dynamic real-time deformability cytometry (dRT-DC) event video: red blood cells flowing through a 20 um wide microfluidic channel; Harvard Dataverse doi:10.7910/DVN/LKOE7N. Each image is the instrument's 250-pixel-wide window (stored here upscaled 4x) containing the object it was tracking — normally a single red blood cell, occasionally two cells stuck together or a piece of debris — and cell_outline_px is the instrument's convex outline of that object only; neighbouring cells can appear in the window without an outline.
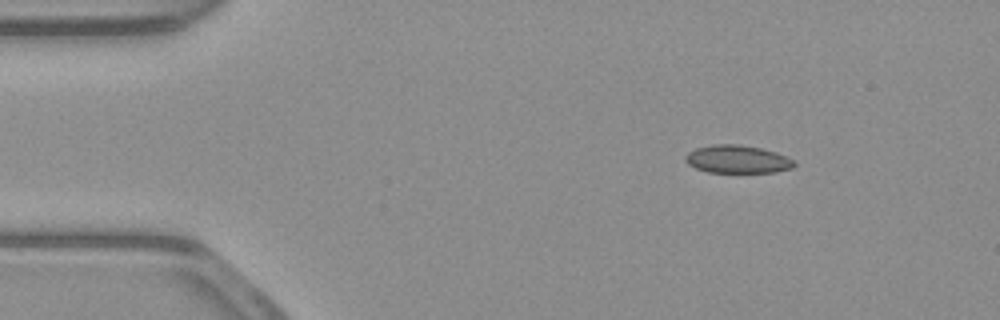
{"species": "common noctule bat (a hibernating species)", "species_latin": "Nyctalus noctula", "temperature_condition": "warm", "stored_images_in_passage": 47, "camera_frame_rate_fps": 3000, "um_per_image_px": 0.085, "animal": {"sex": "male", "body_mass_g": 23.1, "forearm_length_mm": 52.7}, "frame": {"image": 1, "passage_image": 1, "time_ms": 0.0, "image_size_px": [1000, 320], "cell_outline_px": [[796, 164], [792, 168], [776, 172], [708, 172], [696, 168], [688, 164], [684, 160], [684, 156], [688, 152], [696, 148], [712, 144], [740, 144], [760, 148], [776, 152], [796, 160]], "centroid_in_image_um": [62.69, 13.53], "position_along_channel_um": 22.3, "area_um2": 17.86}}
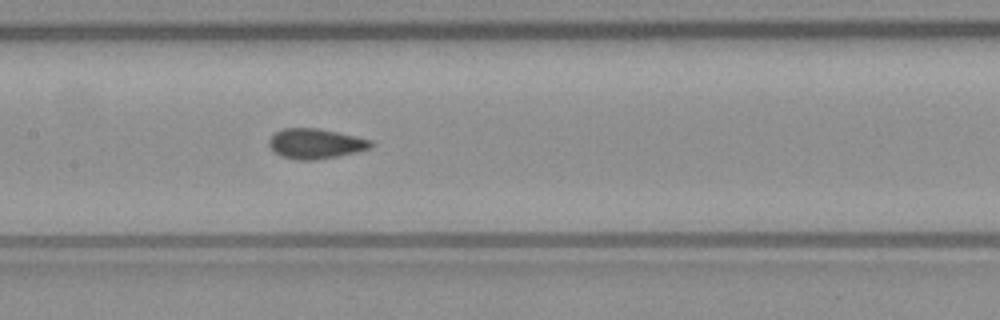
{"frame": {"image": 2, "passage_image": 19, "time_ms": 6.0, "image_size_px": [1000, 320], "cell_outline_px": [[376, 144], [372, 148], [356, 152], [316, 160], [296, 160], [284, 156], [276, 152], [268, 144], [268, 140], [276, 132], [284, 128], [320, 128], [356, 136], [372, 140]], "centroid_in_image_um": [26.88, 12.2], "position_along_channel_um": 180.5, "area_um2": 17.86}}
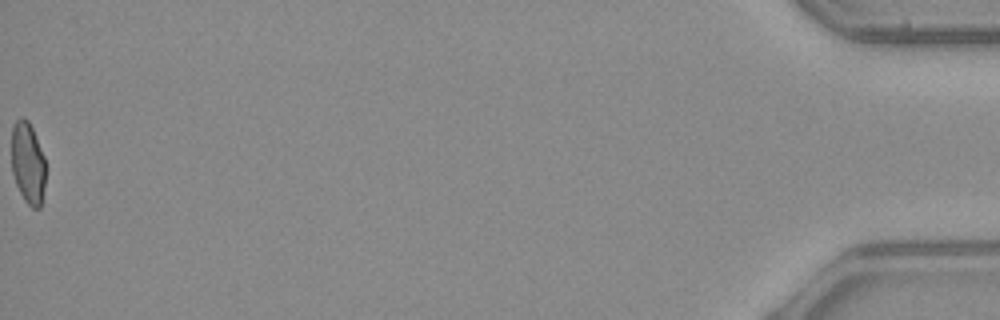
{"frame": {"image": 3, "passage_image": 47, "time_ms": 15.333, "image_size_px": [1000, 320], "cell_outline_px": [[44, 188], [40, 208], [32, 208], [24, 200], [16, 184], [12, 172], [12, 124], [20, 116], [24, 116], [28, 120], [32, 128], [44, 156]], "centroid_in_image_um": [2.35, 13.83], "position_along_channel_um": 432.9, "area_um2": 16.18}, "authors_computed_cell_mechanics": {"area_um2": 17.7446, "velocity_mm_per_s": 3.9053, "shape_relaxation_time_tau1_ms": null, "shape_relaxation_time_tau2_ms": 0.8145, "deformation_change_tau1": null, "deformation_change_tau2": 0.0489}}